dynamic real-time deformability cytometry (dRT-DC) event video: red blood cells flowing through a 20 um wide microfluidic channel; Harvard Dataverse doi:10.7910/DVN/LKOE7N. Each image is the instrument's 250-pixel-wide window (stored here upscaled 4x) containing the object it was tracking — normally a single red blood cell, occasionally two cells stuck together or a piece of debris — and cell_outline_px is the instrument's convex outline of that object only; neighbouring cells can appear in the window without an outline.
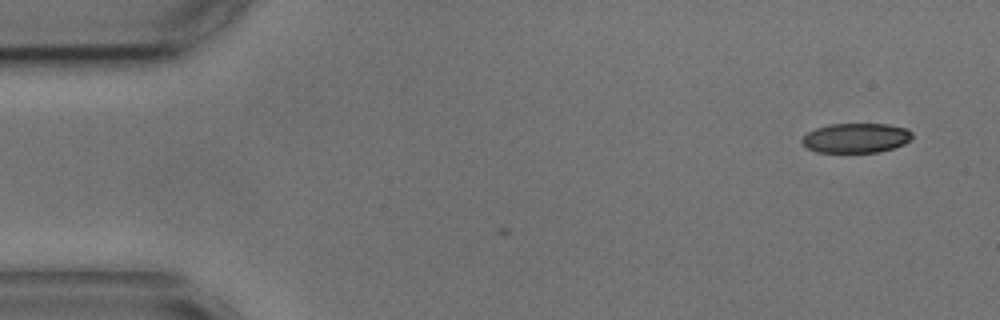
{"species": "common noctule bat (a hibernating species)", "species_latin": "Nyctalus noctula", "temperature_condition": "cold", "stored_images_in_passage": 2, "camera_frame_rate_fps": 3000, "um_per_image_px": 0.085, "animal": {"sex": "male", "body_mass_g": 17.9, "forearm_length_mm": 54.2}, "frame": {"image": 1, "passage_image": 2, "time_ms": 2.0, "image_size_px": [1000, 320], "cell_outline_px": [[912, 140], [904, 144], [880, 152], [816, 152], [808, 148], [800, 140], [808, 132], [816, 128], [828, 124], [888, 124], [908, 128], [912, 132]], "centroid_in_image_um": [72.79, 11.72], "position_along_channel_um": 12.2, "area_um2": 19.13}}